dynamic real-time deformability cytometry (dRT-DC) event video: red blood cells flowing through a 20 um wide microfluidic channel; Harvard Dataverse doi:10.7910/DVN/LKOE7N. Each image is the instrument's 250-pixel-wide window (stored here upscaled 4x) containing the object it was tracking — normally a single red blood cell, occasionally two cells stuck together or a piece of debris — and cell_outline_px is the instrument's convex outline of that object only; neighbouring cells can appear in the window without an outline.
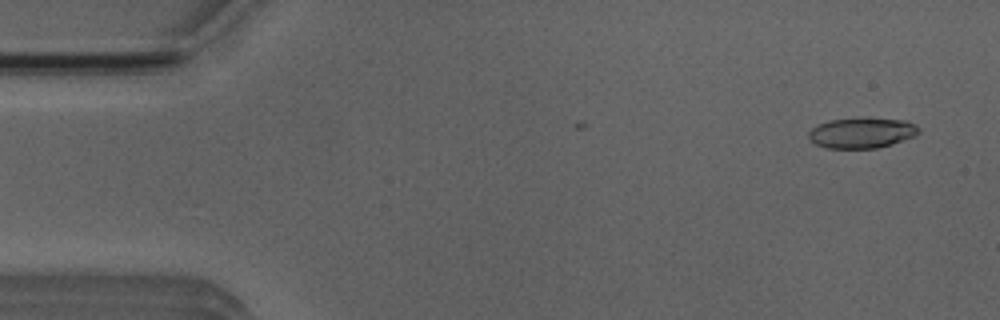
{"species": "Egyptian fruit bat (a non-hibernating species)", "species_latin": "Rousettus aegyptiacus", "temperature_condition": "room temperature", "stored_images_in_passage": 3, "camera_frame_rate_fps": 3000, "um_per_image_px": 0.085, "animal": {"sex": "male"}, "frame": {"image": 1, "passage_image": 1, "time_ms": 0.0, "image_size_px": [1000, 320], "cell_outline_px": [[920, 132], [916, 136], [892, 144], [876, 148], [824, 148], [808, 140], [808, 132], [812, 128], [828, 120], [904, 120], [916, 124], [920, 128]], "centroid_in_image_um": [73.25, 11.33], "position_along_channel_um": 11.7, "area_um2": 19.07}}